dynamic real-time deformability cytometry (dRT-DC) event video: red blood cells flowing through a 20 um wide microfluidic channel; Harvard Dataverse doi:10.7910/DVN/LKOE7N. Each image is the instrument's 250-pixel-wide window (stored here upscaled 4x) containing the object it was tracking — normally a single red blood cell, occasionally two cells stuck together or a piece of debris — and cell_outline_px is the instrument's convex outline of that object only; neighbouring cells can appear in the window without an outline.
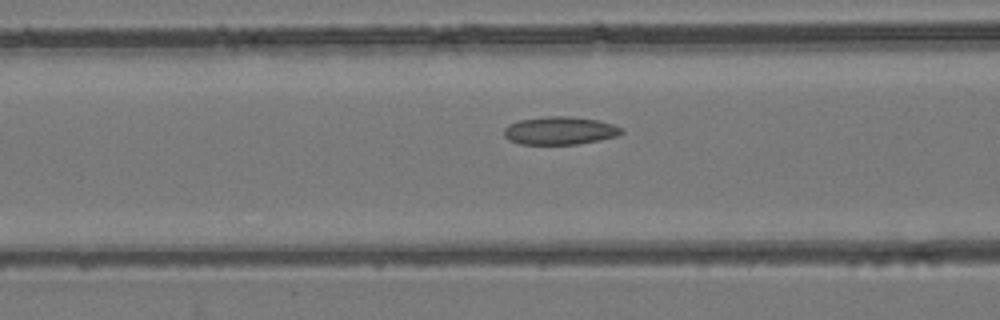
{"species": "common noctule bat (a hibernating species)", "species_latin": "Nyctalus noctula", "temperature_condition": "room temperature", "stored_images_in_passage": 48, "camera_frame_rate_fps": 3000, "um_per_image_px": 0.085, "animal": {"sex": "female", "body_mass_g": 24.6, "forearm_length_mm": 56.2}, "frame": {"image": 1, "passage_image": 20, "time_ms": 6.333, "image_size_px": [1000, 320], "cell_outline_px": [[624, 132], [616, 136], [576, 144], [520, 144], [508, 140], [504, 136], [504, 128], [508, 124], [520, 120], [548, 116], [568, 116], [596, 120], [612, 124], [624, 128]], "centroid_in_image_um": [47.56, 11.1], "position_along_channel_um": 119.0, "area_um2": 19.02}}
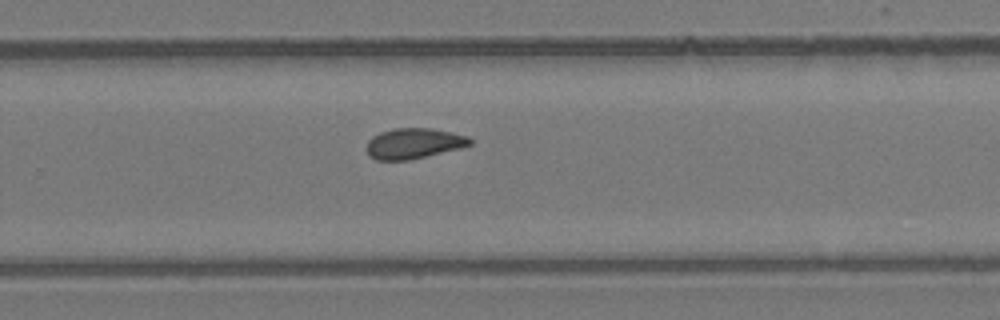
{"frame": {"image": 2, "passage_image": 32, "time_ms": 10.333, "image_size_px": [1000, 320], "cell_outline_px": [[472, 144], [460, 148], [408, 160], [376, 160], [368, 156], [368, 140], [372, 136], [380, 132], [392, 128], [432, 128], [468, 136], [472, 140]], "centroid_in_image_um": [35.16, 12.18], "position_along_channel_um": 294.6, "area_um2": 18.32}}
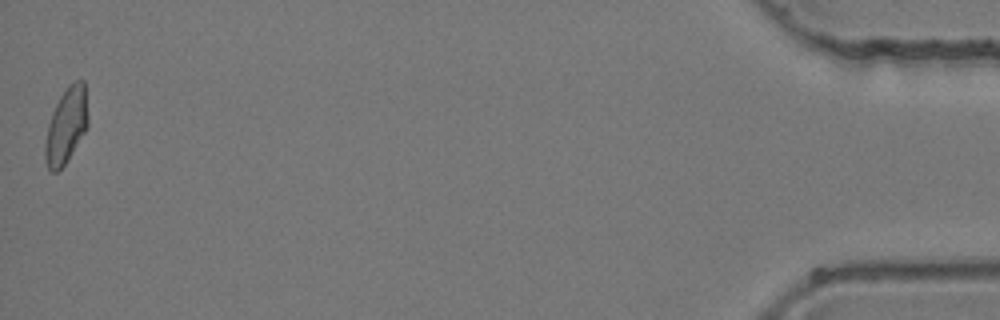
{"frame": {"image": 3, "passage_image": 48, "time_ms": 15.667, "image_size_px": [1000, 320], "cell_outline_px": [[88, 124], [84, 132], [64, 164], [56, 172], [52, 172], [48, 168], [44, 156], [44, 144], [48, 124], [52, 112], [60, 96], [68, 84], [72, 80], [84, 80], [88, 116]], "centroid_in_image_um": [5.62, 10.63], "position_along_channel_um": 429.6, "area_um2": 18.73}}